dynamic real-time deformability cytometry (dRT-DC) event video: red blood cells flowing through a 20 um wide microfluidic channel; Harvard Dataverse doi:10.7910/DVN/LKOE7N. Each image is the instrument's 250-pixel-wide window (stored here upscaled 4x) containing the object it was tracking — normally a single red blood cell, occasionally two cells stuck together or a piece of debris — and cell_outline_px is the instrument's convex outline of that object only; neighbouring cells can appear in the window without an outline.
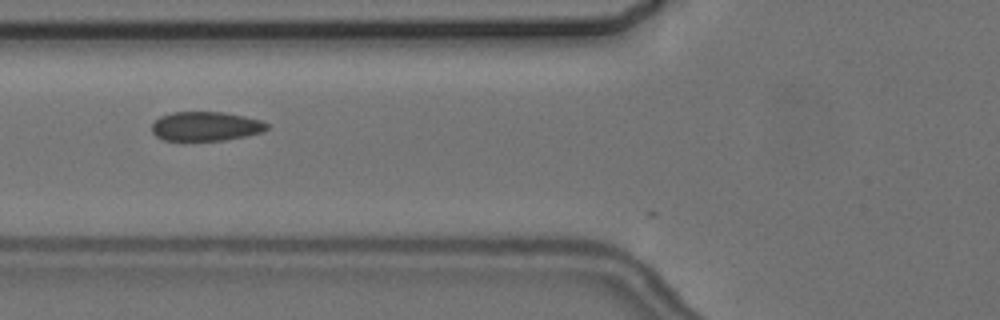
{"species": "common noctule bat (a hibernating species)", "species_latin": "Nyctalus noctula", "temperature_condition": "cold", "stored_images_in_passage": 3, "camera_frame_rate_fps": 3000, "um_per_image_px": 0.085, "animal": {"sex": "female", "body_mass_g": 24.6, "forearm_length_mm": 56.2}, "frame": {"image": 1, "passage_image": 3, "time_ms": 2.667, "image_size_px": [1000, 320], "cell_outline_px": [[268, 128], [264, 132], [248, 136], [224, 140], [160, 140], [152, 132], [152, 124], [160, 116], [172, 112], [224, 112], [244, 116], [260, 120], [268, 124]], "centroid_in_image_um": [17.5, 10.74], "position_along_channel_um": 108.3, "area_um2": 19.71}}